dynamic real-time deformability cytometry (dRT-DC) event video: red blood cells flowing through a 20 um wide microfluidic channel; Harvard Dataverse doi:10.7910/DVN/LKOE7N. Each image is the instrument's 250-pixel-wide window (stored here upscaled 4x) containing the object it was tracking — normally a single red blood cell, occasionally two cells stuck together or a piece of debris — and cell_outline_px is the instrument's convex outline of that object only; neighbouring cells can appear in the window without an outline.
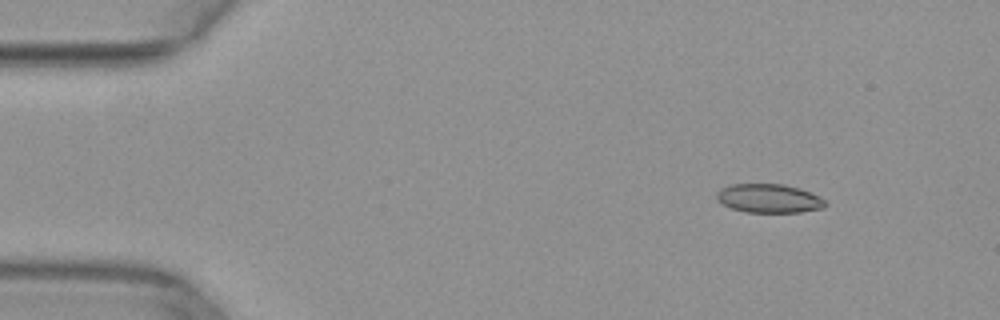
{"species": "common noctule bat (a hibernating species)", "species_latin": "Nyctalus noctula", "temperature_condition": "warm", "stored_images_in_passage": 10, "camera_frame_rate_fps": 3000, "um_per_image_px": 0.085, "animal": {"sex": "female", "body_mass_g": 29.2, "forearm_length_mm": 56.3}, "frame": {"image": 1, "passage_image": 6, "time_ms": 1.667, "image_size_px": [1000, 320], "cell_outline_px": [[828, 204], [824, 208], [800, 212], [748, 212], [732, 208], [716, 200], [716, 192], [720, 188], [728, 184], [784, 184], [800, 188], [820, 196]], "centroid_in_image_um": [65.36, 16.85], "position_along_channel_um": 19.6, "area_um2": 18.38}}